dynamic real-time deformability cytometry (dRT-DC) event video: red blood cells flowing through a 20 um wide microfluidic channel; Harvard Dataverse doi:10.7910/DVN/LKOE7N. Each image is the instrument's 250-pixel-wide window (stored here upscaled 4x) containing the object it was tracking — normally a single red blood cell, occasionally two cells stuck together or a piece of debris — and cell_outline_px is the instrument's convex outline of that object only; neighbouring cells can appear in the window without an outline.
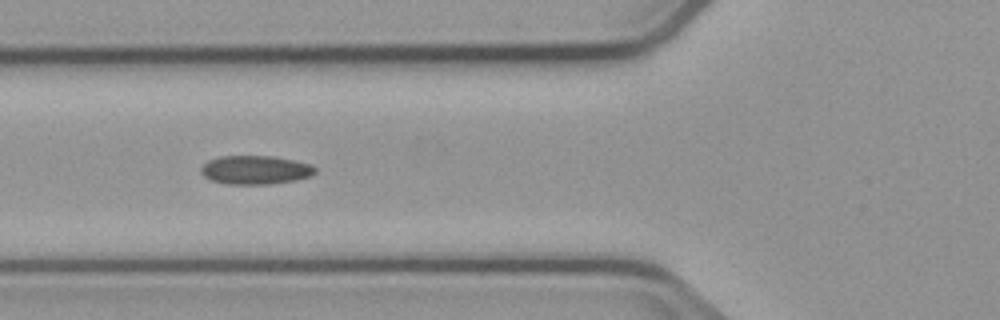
{"species": "common noctule bat (a hibernating species)", "species_latin": "Nyctalus noctula", "temperature_condition": "cold", "stored_images_in_passage": 4, "camera_frame_rate_fps": 3000, "um_per_image_px": 0.085, "animal": {"sex": "male", "body_mass_g": 23.1, "forearm_length_mm": 52.7}, "frame": {"image": 1, "passage_image": 3, "time_ms": 2.333, "image_size_px": [1000, 320], "cell_outline_px": [[316, 172], [312, 176], [296, 180], [268, 184], [228, 184], [212, 180], [204, 176], [200, 172], [200, 168], [208, 160], [220, 156], [272, 156], [312, 164], [316, 168]], "centroid_in_image_um": [21.72, 14.44], "position_along_channel_um": 104.1, "area_um2": 19.13}}
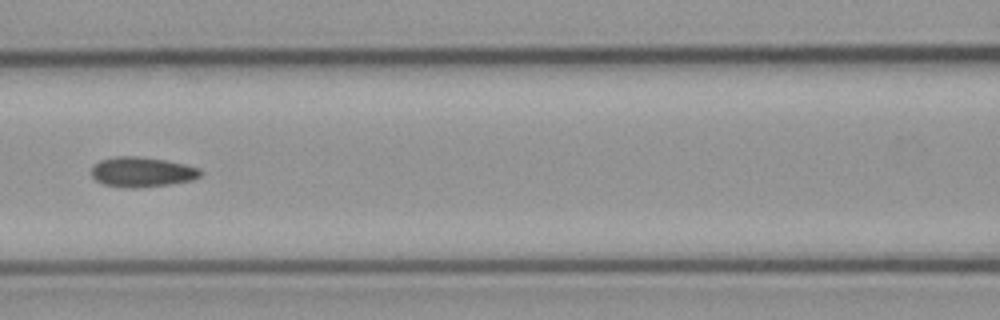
{"frame": {"image": 2, "passage_image": 4, "time_ms": 3.667, "image_size_px": [1000, 320], "cell_outline_px": [[200, 176], [192, 180], [168, 184], [136, 188], [124, 188], [104, 184], [96, 180], [92, 176], [92, 168], [100, 160], [116, 156], [136, 156], [164, 160], [184, 164], [200, 168]], "centroid_in_image_um": [12.05, 14.62], "position_along_channel_um": 154.5, "area_um2": 18.84}}